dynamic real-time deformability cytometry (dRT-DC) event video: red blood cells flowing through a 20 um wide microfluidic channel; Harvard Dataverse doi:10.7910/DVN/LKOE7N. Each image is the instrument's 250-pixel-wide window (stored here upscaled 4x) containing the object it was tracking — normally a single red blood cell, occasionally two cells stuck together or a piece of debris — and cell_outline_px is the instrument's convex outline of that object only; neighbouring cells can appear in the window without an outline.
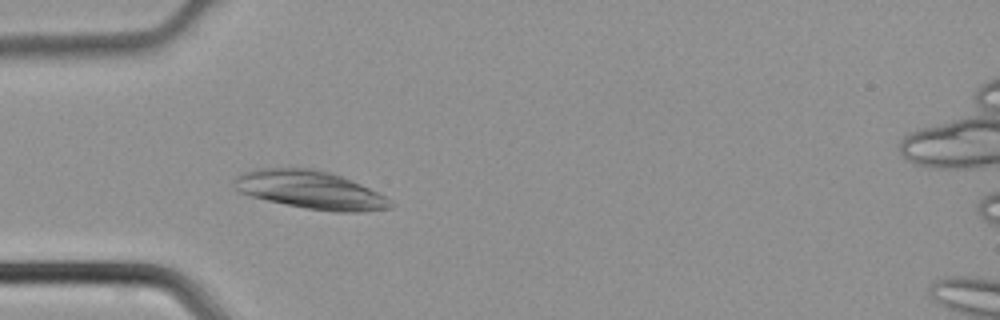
{"species": "common noctule bat (a hibernating species)", "species_latin": "Nyctalus noctula", "temperature_condition": "cold", "stored_images_in_passage": 36, "camera_frame_rate_fps": 3000, "um_per_image_px": 0.085, "animal": {"sex": "male", "body_mass_g": 21.5, "forearm_length_mm": 52.0}, "frame": {"image": 1, "passage_image": 5, "time_ms": 1.333, "image_size_px": [1000, 320], "cell_outline_px": [[396, 204], [392, 208], [360, 212], [332, 212], [308, 208], [248, 196], [240, 192], [236, 188], [236, 176], [244, 172], [256, 168], [312, 168], [328, 172], [340, 176], [360, 184], [392, 200]], "centroid_in_image_um": [26.41, 16.15], "position_along_channel_um": 58.6, "area_um2": 34.33}}
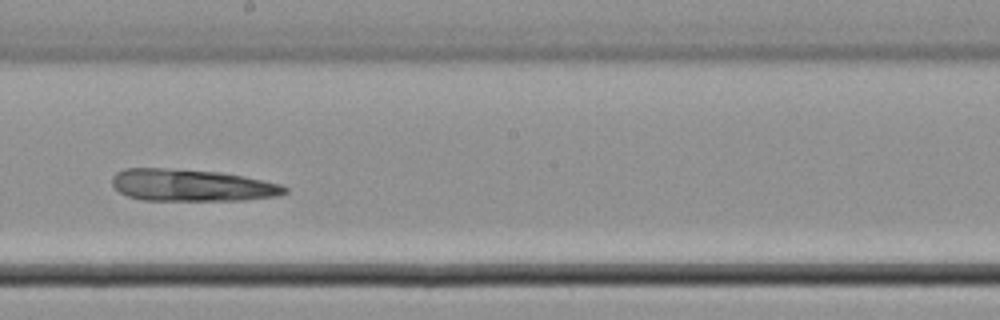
{"frame": {"image": 2, "passage_image": 17, "time_ms": 5.333, "image_size_px": [1000, 320], "cell_outline_px": [[288, 192], [280, 196], [244, 200], [144, 200], [128, 196], [120, 192], [112, 184], [112, 176], [116, 172], [124, 168], [164, 168], [220, 172], [244, 176], [264, 180], [280, 184], [288, 188]], "centroid_in_image_um": [16.32, 15.75], "position_along_channel_um": 231.9, "area_um2": 32.31}}
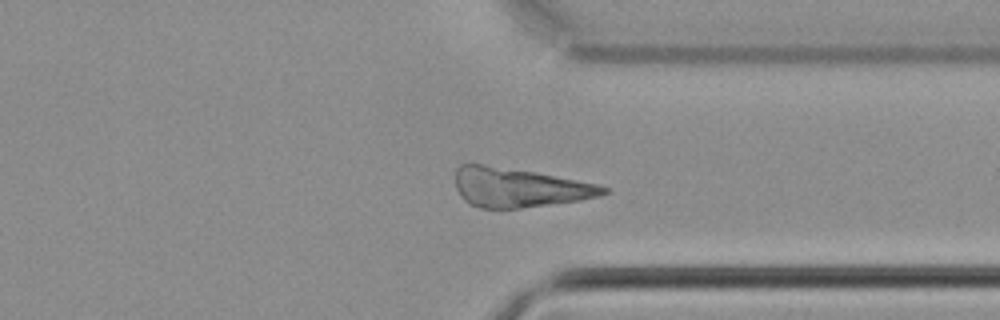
{"frame": {"image": 3, "passage_image": 26, "time_ms": 8.333, "image_size_px": [1000, 320], "cell_outline_px": [[608, 192], [600, 196], [580, 200], [520, 208], [480, 208], [468, 204], [460, 196], [456, 188], [456, 168], [460, 164], [484, 164], [536, 172], [600, 184], [608, 188]], "centroid_in_image_um": [44.1, 15.94], "position_along_channel_um": 367.3, "area_um2": 33.93}}